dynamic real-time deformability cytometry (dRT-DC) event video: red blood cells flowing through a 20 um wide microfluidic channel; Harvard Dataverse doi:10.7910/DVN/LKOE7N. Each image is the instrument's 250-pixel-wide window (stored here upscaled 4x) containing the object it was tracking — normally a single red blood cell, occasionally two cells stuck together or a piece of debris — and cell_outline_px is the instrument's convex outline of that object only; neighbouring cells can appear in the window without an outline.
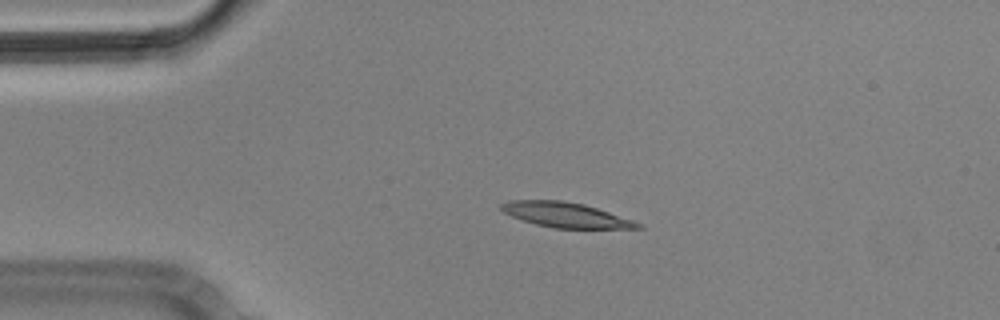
{"species": "Egyptian fruit bat (a non-hibernating species)", "species_latin": "Rousettus aegyptiacus", "temperature_condition": "cold", "stored_images_in_passage": 4, "camera_frame_rate_fps": 3000, "um_per_image_px": 0.085, "animal": {"sex": "male"}, "frame": {"image": 1, "passage_image": 3, "time_ms": 0.667, "image_size_px": [1000, 320], "cell_outline_px": [[644, 228], [552, 228], [536, 224], [512, 216], [504, 212], [500, 208], [500, 204], [512, 200], [564, 200], [584, 204], [644, 224]], "centroid_in_image_um": [48.09, 18.26], "position_along_channel_um": 36.9, "area_um2": 19.65}}